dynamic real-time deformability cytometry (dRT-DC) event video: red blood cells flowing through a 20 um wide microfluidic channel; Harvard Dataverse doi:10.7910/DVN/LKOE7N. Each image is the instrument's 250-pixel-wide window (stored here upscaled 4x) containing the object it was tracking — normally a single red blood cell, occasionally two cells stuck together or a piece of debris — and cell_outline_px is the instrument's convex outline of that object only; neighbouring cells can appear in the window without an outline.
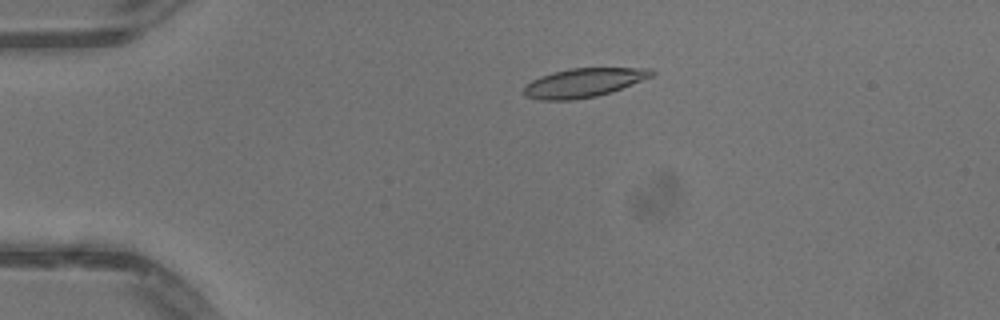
{"species": "common noctule bat (a hibernating species)", "species_latin": "Nyctalus noctula", "temperature_condition": "warm", "stored_images_in_passage": 46, "camera_frame_rate_fps": 3000, "um_per_image_px": 0.085, "animal": {"sex": "male", "body_mass_g": 13.3}, "frame": {"image": 1, "passage_image": 6, "time_ms": 1.667, "image_size_px": [1000, 320], "cell_outline_px": [[656, 72], [652, 76], [612, 92], [596, 96], [572, 100], [540, 100], [524, 96], [524, 84], [540, 76], [552, 72], [568, 68], [652, 68]], "centroid_in_image_um": [49.58, 7.03], "position_along_channel_um": 35.4, "area_um2": 21.68}}
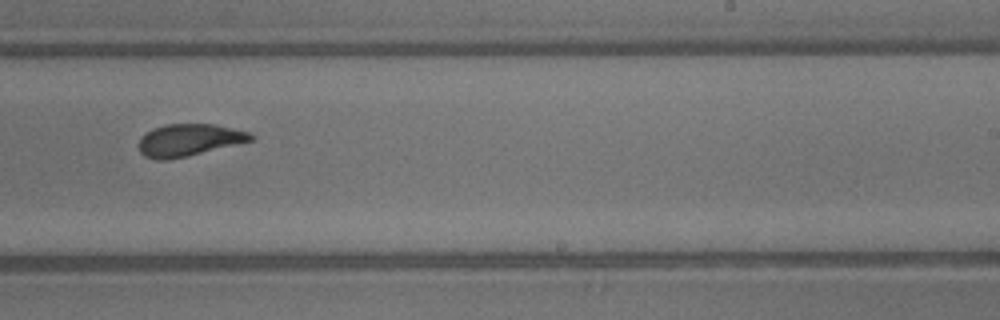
{"frame": {"image": 2, "passage_image": 27, "time_ms": 8.667, "image_size_px": [1000, 320], "cell_outline_px": [[256, 136], [252, 140], [188, 156], [168, 160], [156, 160], [144, 156], [140, 152], [140, 136], [152, 128], [168, 124], [216, 124], [248, 132]], "centroid_in_image_um": [16.04, 11.9], "position_along_channel_um": 273.0, "area_um2": 20.92}}
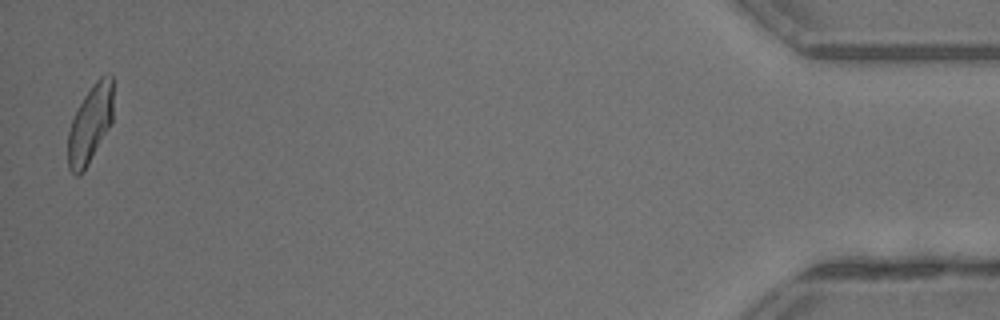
{"frame": {"image": 3, "passage_image": 45, "time_ms": 14.667, "image_size_px": [1000, 320], "cell_outline_px": [[112, 124], [84, 172], [80, 176], [76, 176], [68, 168], [68, 132], [72, 120], [84, 96], [96, 80], [104, 72], [112, 72]], "centroid_in_image_um": [7.68, 10.56], "position_along_channel_um": 427.5, "area_um2": 20.81}, "authors_computed_cell_mechanics": {"area_um2": 21.5016, "velocity_mm_per_s": 4.0906, "shape_relaxation_time_tau1_ms": 4.847, "shape_relaxation_time_tau2_ms": 1.5876, "deformation_change_tau1": 0.1615, "deformation_change_tau2": 0.0723}}